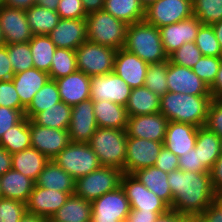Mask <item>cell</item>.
Masks as SVG:
<instances>
[{
    "label": "cell",
    "instance_id": "6da1fadb",
    "mask_svg": "<svg viewBox=\"0 0 222 222\" xmlns=\"http://www.w3.org/2000/svg\"><path fill=\"white\" fill-rule=\"evenodd\" d=\"M167 180L173 196L171 210L185 217L200 216L217 198L211 185L210 172L178 169L168 173Z\"/></svg>",
    "mask_w": 222,
    "mask_h": 222
},
{
    "label": "cell",
    "instance_id": "7a4b0ae2",
    "mask_svg": "<svg viewBox=\"0 0 222 222\" xmlns=\"http://www.w3.org/2000/svg\"><path fill=\"white\" fill-rule=\"evenodd\" d=\"M211 96H194L184 93L166 92L160 99V112L168 121L205 125Z\"/></svg>",
    "mask_w": 222,
    "mask_h": 222
},
{
    "label": "cell",
    "instance_id": "3957f363",
    "mask_svg": "<svg viewBox=\"0 0 222 222\" xmlns=\"http://www.w3.org/2000/svg\"><path fill=\"white\" fill-rule=\"evenodd\" d=\"M123 48L136 54L147 64H158L168 60L159 29L145 20L127 26Z\"/></svg>",
    "mask_w": 222,
    "mask_h": 222
},
{
    "label": "cell",
    "instance_id": "277c9868",
    "mask_svg": "<svg viewBox=\"0 0 222 222\" xmlns=\"http://www.w3.org/2000/svg\"><path fill=\"white\" fill-rule=\"evenodd\" d=\"M127 137L126 129L98 127L88 143L102 166L124 173Z\"/></svg>",
    "mask_w": 222,
    "mask_h": 222
},
{
    "label": "cell",
    "instance_id": "5b68a950",
    "mask_svg": "<svg viewBox=\"0 0 222 222\" xmlns=\"http://www.w3.org/2000/svg\"><path fill=\"white\" fill-rule=\"evenodd\" d=\"M87 40L116 50L124 47L127 24L104 10L86 16Z\"/></svg>",
    "mask_w": 222,
    "mask_h": 222
},
{
    "label": "cell",
    "instance_id": "8992f818",
    "mask_svg": "<svg viewBox=\"0 0 222 222\" xmlns=\"http://www.w3.org/2000/svg\"><path fill=\"white\" fill-rule=\"evenodd\" d=\"M53 160L75 180L102 166L89 143L82 142H70Z\"/></svg>",
    "mask_w": 222,
    "mask_h": 222
},
{
    "label": "cell",
    "instance_id": "52a82bcc",
    "mask_svg": "<svg viewBox=\"0 0 222 222\" xmlns=\"http://www.w3.org/2000/svg\"><path fill=\"white\" fill-rule=\"evenodd\" d=\"M75 52L78 71L90 77L113 72L116 49L86 40Z\"/></svg>",
    "mask_w": 222,
    "mask_h": 222
},
{
    "label": "cell",
    "instance_id": "ba28073f",
    "mask_svg": "<svg viewBox=\"0 0 222 222\" xmlns=\"http://www.w3.org/2000/svg\"><path fill=\"white\" fill-rule=\"evenodd\" d=\"M123 171L115 167L101 166L97 170L76 179L74 194L93 201L121 186Z\"/></svg>",
    "mask_w": 222,
    "mask_h": 222
},
{
    "label": "cell",
    "instance_id": "9c48e42d",
    "mask_svg": "<svg viewBox=\"0 0 222 222\" xmlns=\"http://www.w3.org/2000/svg\"><path fill=\"white\" fill-rule=\"evenodd\" d=\"M91 212V222H125L130 205L124 189L119 186L91 201Z\"/></svg>",
    "mask_w": 222,
    "mask_h": 222
},
{
    "label": "cell",
    "instance_id": "30bf717a",
    "mask_svg": "<svg viewBox=\"0 0 222 222\" xmlns=\"http://www.w3.org/2000/svg\"><path fill=\"white\" fill-rule=\"evenodd\" d=\"M193 15L192 0H157L145 9V21L158 29Z\"/></svg>",
    "mask_w": 222,
    "mask_h": 222
},
{
    "label": "cell",
    "instance_id": "8fae6325",
    "mask_svg": "<svg viewBox=\"0 0 222 222\" xmlns=\"http://www.w3.org/2000/svg\"><path fill=\"white\" fill-rule=\"evenodd\" d=\"M163 146V142L127 137L124 173L133 174L137 170L154 166Z\"/></svg>",
    "mask_w": 222,
    "mask_h": 222
},
{
    "label": "cell",
    "instance_id": "7c38bea8",
    "mask_svg": "<svg viewBox=\"0 0 222 222\" xmlns=\"http://www.w3.org/2000/svg\"><path fill=\"white\" fill-rule=\"evenodd\" d=\"M90 99L106 101L126 106L132 88L114 72L91 76Z\"/></svg>",
    "mask_w": 222,
    "mask_h": 222
},
{
    "label": "cell",
    "instance_id": "4fadbf2b",
    "mask_svg": "<svg viewBox=\"0 0 222 222\" xmlns=\"http://www.w3.org/2000/svg\"><path fill=\"white\" fill-rule=\"evenodd\" d=\"M121 187L129 200L130 209L154 212H168L170 210V207L162 199L148 190L132 174L123 173Z\"/></svg>",
    "mask_w": 222,
    "mask_h": 222
},
{
    "label": "cell",
    "instance_id": "5bb4252c",
    "mask_svg": "<svg viewBox=\"0 0 222 222\" xmlns=\"http://www.w3.org/2000/svg\"><path fill=\"white\" fill-rule=\"evenodd\" d=\"M31 147L53 160L71 142L68 130L42 127L30 120Z\"/></svg>",
    "mask_w": 222,
    "mask_h": 222
},
{
    "label": "cell",
    "instance_id": "9a60e30c",
    "mask_svg": "<svg viewBox=\"0 0 222 222\" xmlns=\"http://www.w3.org/2000/svg\"><path fill=\"white\" fill-rule=\"evenodd\" d=\"M203 24L192 15L191 17L159 28L160 37L166 55L169 57L184 43L195 42Z\"/></svg>",
    "mask_w": 222,
    "mask_h": 222
},
{
    "label": "cell",
    "instance_id": "2e32d148",
    "mask_svg": "<svg viewBox=\"0 0 222 222\" xmlns=\"http://www.w3.org/2000/svg\"><path fill=\"white\" fill-rule=\"evenodd\" d=\"M168 91L194 96H211L208 85L191 68L173 64L168 60Z\"/></svg>",
    "mask_w": 222,
    "mask_h": 222
},
{
    "label": "cell",
    "instance_id": "e0dca14e",
    "mask_svg": "<svg viewBox=\"0 0 222 222\" xmlns=\"http://www.w3.org/2000/svg\"><path fill=\"white\" fill-rule=\"evenodd\" d=\"M0 26L4 44L29 42L33 36L23 9L0 6Z\"/></svg>",
    "mask_w": 222,
    "mask_h": 222
},
{
    "label": "cell",
    "instance_id": "ac0fdd59",
    "mask_svg": "<svg viewBox=\"0 0 222 222\" xmlns=\"http://www.w3.org/2000/svg\"><path fill=\"white\" fill-rule=\"evenodd\" d=\"M168 119L161 113L128 116L126 133L128 137L164 142Z\"/></svg>",
    "mask_w": 222,
    "mask_h": 222
},
{
    "label": "cell",
    "instance_id": "d6986e66",
    "mask_svg": "<svg viewBox=\"0 0 222 222\" xmlns=\"http://www.w3.org/2000/svg\"><path fill=\"white\" fill-rule=\"evenodd\" d=\"M93 100L89 99L72 107L68 128L71 142L88 143L98 128L93 112Z\"/></svg>",
    "mask_w": 222,
    "mask_h": 222
},
{
    "label": "cell",
    "instance_id": "ffe728a7",
    "mask_svg": "<svg viewBox=\"0 0 222 222\" xmlns=\"http://www.w3.org/2000/svg\"><path fill=\"white\" fill-rule=\"evenodd\" d=\"M149 64L124 48L117 50L113 72L132 89L143 87Z\"/></svg>",
    "mask_w": 222,
    "mask_h": 222
},
{
    "label": "cell",
    "instance_id": "44dd1931",
    "mask_svg": "<svg viewBox=\"0 0 222 222\" xmlns=\"http://www.w3.org/2000/svg\"><path fill=\"white\" fill-rule=\"evenodd\" d=\"M72 194L74 192H61L34 185L26 202V211L50 219Z\"/></svg>",
    "mask_w": 222,
    "mask_h": 222
},
{
    "label": "cell",
    "instance_id": "7402d4cb",
    "mask_svg": "<svg viewBox=\"0 0 222 222\" xmlns=\"http://www.w3.org/2000/svg\"><path fill=\"white\" fill-rule=\"evenodd\" d=\"M56 48L76 50L87 40L86 19L60 18L58 25L48 34Z\"/></svg>",
    "mask_w": 222,
    "mask_h": 222
},
{
    "label": "cell",
    "instance_id": "603a6c76",
    "mask_svg": "<svg viewBox=\"0 0 222 222\" xmlns=\"http://www.w3.org/2000/svg\"><path fill=\"white\" fill-rule=\"evenodd\" d=\"M59 89L61 101L73 107L90 99L91 77L81 71H76L55 80Z\"/></svg>",
    "mask_w": 222,
    "mask_h": 222
},
{
    "label": "cell",
    "instance_id": "cb8c5ba5",
    "mask_svg": "<svg viewBox=\"0 0 222 222\" xmlns=\"http://www.w3.org/2000/svg\"><path fill=\"white\" fill-rule=\"evenodd\" d=\"M198 128L192 124L169 121L163 145L180 157L192 150L196 144Z\"/></svg>",
    "mask_w": 222,
    "mask_h": 222
},
{
    "label": "cell",
    "instance_id": "d4e9b609",
    "mask_svg": "<svg viewBox=\"0 0 222 222\" xmlns=\"http://www.w3.org/2000/svg\"><path fill=\"white\" fill-rule=\"evenodd\" d=\"M49 79L50 77L47 72L38 70L35 67L14 74L11 80L15 85L21 105L25 109L31 103L33 96L47 83Z\"/></svg>",
    "mask_w": 222,
    "mask_h": 222
},
{
    "label": "cell",
    "instance_id": "484cf974",
    "mask_svg": "<svg viewBox=\"0 0 222 222\" xmlns=\"http://www.w3.org/2000/svg\"><path fill=\"white\" fill-rule=\"evenodd\" d=\"M0 183L3 198L17 200L25 204L35 185L32 179L14 169L0 176Z\"/></svg>",
    "mask_w": 222,
    "mask_h": 222
},
{
    "label": "cell",
    "instance_id": "4316f807",
    "mask_svg": "<svg viewBox=\"0 0 222 222\" xmlns=\"http://www.w3.org/2000/svg\"><path fill=\"white\" fill-rule=\"evenodd\" d=\"M93 112L98 127L126 129L128 114L125 106L106 101H93Z\"/></svg>",
    "mask_w": 222,
    "mask_h": 222
},
{
    "label": "cell",
    "instance_id": "83f0119b",
    "mask_svg": "<svg viewBox=\"0 0 222 222\" xmlns=\"http://www.w3.org/2000/svg\"><path fill=\"white\" fill-rule=\"evenodd\" d=\"M146 188L162 199L171 209L173 202L172 192L168 183V173L155 166L137 170L132 174Z\"/></svg>",
    "mask_w": 222,
    "mask_h": 222
},
{
    "label": "cell",
    "instance_id": "f1b7e54d",
    "mask_svg": "<svg viewBox=\"0 0 222 222\" xmlns=\"http://www.w3.org/2000/svg\"><path fill=\"white\" fill-rule=\"evenodd\" d=\"M76 180L54 160H49L39 174L35 185L61 192H75Z\"/></svg>",
    "mask_w": 222,
    "mask_h": 222
},
{
    "label": "cell",
    "instance_id": "f546056e",
    "mask_svg": "<svg viewBox=\"0 0 222 222\" xmlns=\"http://www.w3.org/2000/svg\"><path fill=\"white\" fill-rule=\"evenodd\" d=\"M48 161L49 159L44 154L32 147L11 155L12 169L34 182H36Z\"/></svg>",
    "mask_w": 222,
    "mask_h": 222
},
{
    "label": "cell",
    "instance_id": "4dcf8cb0",
    "mask_svg": "<svg viewBox=\"0 0 222 222\" xmlns=\"http://www.w3.org/2000/svg\"><path fill=\"white\" fill-rule=\"evenodd\" d=\"M161 97L151 90L143 87L131 90L128 102L125 106L128 116L149 115L160 112Z\"/></svg>",
    "mask_w": 222,
    "mask_h": 222
},
{
    "label": "cell",
    "instance_id": "1f68e13d",
    "mask_svg": "<svg viewBox=\"0 0 222 222\" xmlns=\"http://www.w3.org/2000/svg\"><path fill=\"white\" fill-rule=\"evenodd\" d=\"M91 213V201L72 194L52 215L49 222H89Z\"/></svg>",
    "mask_w": 222,
    "mask_h": 222
},
{
    "label": "cell",
    "instance_id": "d6a6232c",
    "mask_svg": "<svg viewBox=\"0 0 222 222\" xmlns=\"http://www.w3.org/2000/svg\"><path fill=\"white\" fill-rule=\"evenodd\" d=\"M220 137L214 132L208 130L205 126L199 127L196 137L195 148H198L199 162L210 171L221 155Z\"/></svg>",
    "mask_w": 222,
    "mask_h": 222
},
{
    "label": "cell",
    "instance_id": "836d02e7",
    "mask_svg": "<svg viewBox=\"0 0 222 222\" xmlns=\"http://www.w3.org/2000/svg\"><path fill=\"white\" fill-rule=\"evenodd\" d=\"M103 10L127 25L145 19V9L139 0H105Z\"/></svg>",
    "mask_w": 222,
    "mask_h": 222
},
{
    "label": "cell",
    "instance_id": "e575fe53",
    "mask_svg": "<svg viewBox=\"0 0 222 222\" xmlns=\"http://www.w3.org/2000/svg\"><path fill=\"white\" fill-rule=\"evenodd\" d=\"M0 146L11 155L31 148L30 120L25 116L19 123L9 128L1 137Z\"/></svg>",
    "mask_w": 222,
    "mask_h": 222
},
{
    "label": "cell",
    "instance_id": "d590c367",
    "mask_svg": "<svg viewBox=\"0 0 222 222\" xmlns=\"http://www.w3.org/2000/svg\"><path fill=\"white\" fill-rule=\"evenodd\" d=\"M71 113L72 107L61 101L37 113L31 120L42 127L68 130Z\"/></svg>",
    "mask_w": 222,
    "mask_h": 222
},
{
    "label": "cell",
    "instance_id": "8d00e7d4",
    "mask_svg": "<svg viewBox=\"0 0 222 222\" xmlns=\"http://www.w3.org/2000/svg\"><path fill=\"white\" fill-rule=\"evenodd\" d=\"M33 35H48L57 25L60 16L56 11L34 5L25 10Z\"/></svg>",
    "mask_w": 222,
    "mask_h": 222
},
{
    "label": "cell",
    "instance_id": "74e56055",
    "mask_svg": "<svg viewBox=\"0 0 222 222\" xmlns=\"http://www.w3.org/2000/svg\"><path fill=\"white\" fill-rule=\"evenodd\" d=\"M34 67L49 73L56 46L48 35H33L29 41Z\"/></svg>",
    "mask_w": 222,
    "mask_h": 222
},
{
    "label": "cell",
    "instance_id": "f35d334b",
    "mask_svg": "<svg viewBox=\"0 0 222 222\" xmlns=\"http://www.w3.org/2000/svg\"><path fill=\"white\" fill-rule=\"evenodd\" d=\"M58 102H61V98L57 83L55 80L49 79L33 96L31 103L25 109V116L31 120L37 113L52 107Z\"/></svg>",
    "mask_w": 222,
    "mask_h": 222
},
{
    "label": "cell",
    "instance_id": "ab89813d",
    "mask_svg": "<svg viewBox=\"0 0 222 222\" xmlns=\"http://www.w3.org/2000/svg\"><path fill=\"white\" fill-rule=\"evenodd\" d=\"M76 71V52L71 49L56 48L48 73L50 79L56 80Z\"/></svg>",
    "mask_w": 222,
    "mask_h": 222
},
{
    "label": "cell",
    "instance_id": "60d3db41",
    "mask_svg": "<svg viewBox=\"0 0 222 222\" xmlns=\"http://www.w3.org/2000/svg\"><path fill=\"white\" fill-rule=\"evenodd\" d=\"M193 15L203 25H213L222 20V0H192Z\"/></svg>",
    "mask_w": 222,
    "mask_h": 222
},
{
    "label": "cell",
    "instance_id": "b9f144b4",
    "mask_svg": "<svg viewBox=\"0 0 222 222\" xmlns=\"http://www.w3.org/2000/svg\"><path fill=\"white\" fill-rule=\"evenodd\" d=\"M168 60L158 64H149L144 86L154 94L163 96L168 92L167 86Z\"/></svg>",
    "mask_w": 222,
    "mask_h": 222
},
{
    "label": "cell",
    "instance_id": "7bdbcfd3",
    "mask_svg": "<svg viewBox=\"0 0 222 222\" xmlns=\"http://www.w3.org/2000/svg\"><path fill=\"white\" fill-rule=\"evenodd\" d=\"M4 45L7 47L14 74L34 67L29 42Z\"/></svg>",
    "mask_w": 222,
    "mask_h": 222
},
{
    "label": "cell",
    "instance_id": "ee69618b",
    "mask_svg": "<svg viewBox=\"0 0 222 222\" xmlns=\"http://www.w3.org/2000/svg\"><path fill=\"white\" fill-rule=\"evenodd\" d=\"M203 56L222 57V49L211 25H202L195 42Z\"/></svg>",
    "mask_w": 222,
    "mask_h": 222
},
{
    "label": "cell",
    "instance_id": "f6af8a7d",
    "mask_svg": "<svg viewBox=\"0 0 222 222\" xmlns=\"http://www.w3.org/2000/svg\"><path fill=\"white\" fill-rule=\"evenodd\" d=\"M222 63V57L202 56L191 68L193 72L210 87Z\"/></svg>",
    "mask_w": 222,
    "mask_h": 222
},
{
    "label": "cell",
    "instance_id": "bcb514c9",
    "mask_svg": "<svg viewBox=\"0 0 222 222\" xmlns=\"http://www.w3.org/2000/svg\"><path fill=\"white\" fill-rule=\"evenodd\" d=\"M202 56L196 44L190 42L184 43L168 57V60L173 64L192 68Z\"/></svg>",
    "mask_w": 222,
    "mask_h": 222
},
{
    "label": "cell",
    "instance_id": "7dc6e473",
    "mask_svg": "<svg viewBox=\"0 0 222 222\" xmlns=\"http://www.w3.org/2000/svg\"><path fill=\"white\" fill-rule=\"evenodd\" d=\"M25 212V203L6 198L0 199V222H20Z\"/></svg>",
    "mask_w": 222,
    "mask_h": 222
},
{
    "label": "cell",
    "instance_id": "c3c4849f",
    "mask_svg": "<svg viewBox=\"0 0 222 222\" xmlns=\"http://www.w3.org/2000/svg\"><path fill=\"white\" fill-rule=\"evenodd\" d=\"M0 106L16 110H25V108L21 105L15 85L11 79L0 81Z\"/></svg>",
    "mask_w": 222,
    "mask_h": 222
},
{
    "label": "cell",
    "instance_id": "681fc988",
    "mask_svg": "<svg viewBox=\"0 0 222 222\" xmlns=\"http://www.w3.org/2000/svg\"><path fill=\"white\" fill-rule=\"evenodd\" d=\"M204 126L220 138L222 137V100H211Z\"/></svg>",
    "mask_w": 222,
    "mask_h": 222
},
{
    "label": "cell",
    "instance_id": "f907efd6",
    "mask_svg": "<svg viewBox=\"0 0 222 222\" xmlns=\"http://www.w3.org/2000/svg\"><path fill=\"white\" fill-rule=\"evenodd\" d=\"M56 12L63 19L86 18L81 0H60Z\"/></svg>",
    "mask_w": 222,
    "mask_h": 222
},
{
    "label": "cell",
    "instance_id": "816d5d0a",
    "mask_svg": "<svg viewBox=\"0 0 222 222\" xmlns=\"http://www.w3.org/2000/svg\"><path fill=\"white\" fill-rule=\"evenodd\" d=\"M24 117L25 110L0 106V139L9 128L19 123Z\"/></svg>",
    "mask_w": 222,
    "mask_h": 222
},
{
    "label": "cell",
    "instance_id": "f5cc1de1",
    "mask_svg": "<svg viewBox=\"0 0 222 222\" xmlns=\"http://www.w3.org/2000/svg\"><path fill=\"white\" fill-rule=\"evenodd\" d=\"M179 169L196 173L210 172L199 162L198 148L195 147L179 157Z\"/></svg>",
    "mask_w": 222,
    "mask_h": 222
},
{
    "label": "cell",
    "instance_id": "db71d44e",
    "mask_svg": "<svg viewBox=\"0 0 222 222\" xmlns=\"http://www.w3.org/2000/svg\"><path fill=\"white\" fill-rule=\"evenodd\" d=\"M157 157L154 166L163 172L170 173L179 169V157L166 147H162Z\"/></svg>",
    "mask_w": 222,
    "mask_h": 222
},
{
    "label": "cell",
    "instance_id": "11a10c76",
    "mask_svg": "<svg viewBox=\"0 0 222 222\" xmlns=\"http://www.w3.org/2000/svg\"><path fill=\"white\" fill-rule=\"evenodd\" d=\"M211 185L215 195H222V154L215 161L212 169L210 170Z\"/></svg>",
    "mask_w": 222,
    "mask_h": 222
},
{
    "label": "cell",
    "instance_id": "9f6ffc18",
    "mask_svg": "<svg viewBox=\"0 0 222 222\" xmlns=\"http://www.w3.org/2000/svg\"><path fill=\"white\" fill-rule=\"evenodd\" d=\"M14 76V71L9 60L8 50L5 45L0 46V81L10 80Z\"/></svg>",
    "mask_w": 222,
    "mask_h": 222
},
{
    "label": "cell",
    "instance_id": "6f0895ef",
    "mask_svg": "<svg viewBox=\"0 0 222 222\" xmlns=\"http://www.w3.org/2000/svg\"><path fill=\"white\" fill-rule=\"evenodd\" d=\"M167 212H154V211H139L136 209H130V213L127 217V222H154L159 215Z\"/></svg>",
    "mask_w": 222,
    "mask_h": 222
},
{
    "label": "cell",
    "instance_id": "680465c9",
    "mask_svg": "<svg viewBox=\"0 0 222 222\" xmlns=\"http://www.w3.org/2000/svg\"><path fill=\"white\" fill-rule=\"evenodd\" d=\"M200 217L205 222H222V208L216 203H212Z\"/></svg>",
    "mask_w": 222,
    "mask_h": 222
},
{
    "label": "cell",
    "instance_id": "91938a15",
    "mask_svg": "<svg viewBox=\"0 0 222 222\" xmlns=\"http://www.w3.org/2000/svg\"><path fill=\"white\" fill-rule=\"evenodd\" d=\"M212 99L222 100V63L213 84L209 87Z\"/></svg>",
    "mask_w": 222,
    "mask_h": 222
},
{
    "label": "cell",
    "instance_id": "94428289",
    "mask_svg": "<svg viewBox=\"0 0 222 222\" xmlns=\"http://www.w3.org/2000/svg\"><path fill=\"white\" fill-rule=\"evenodd\" d=\"M154 222H187V217L170 209L167 213L159 215Z\"/></svg>",
    "mask_w": 222,
    "mask_h": 222
},
{
    "label": "cell",
    "instance_id": "6125c7cd",
    "mask_svg": "<svg viewBox=\"0 0 222 222\" xmlns=\"http://www.w3.org/2000/svg\"><path fill=\"white\" fill-rule=\"evenodd\" d=\"M81 2L85 13L88 15L103 10L105 0H81Z\"/></svg>",
    "mask_w": 222,
    "mask_h": 222
},
{
    "label": "cell",
    "instance_id": "be15d7a7",
    "mask_svg": "<svg viewBox=\"0 0 222 222\" xmlns=\"http://www.w3.org/2000/svg\"><path fill=\"white\" fill-rule=\"evenodd\" d=\"M12 169L11 154L0 146V176Z\"/></svg>",
    "mask_w": 222,
    "mask_h": 222
},
{
    "label": "cell",
    "instance_id": "e7e4bbea",
    "mask_svg": "<svg viewBox=\"0 0 222 222\" xmlns=\"http://www.w3.org/2000/svg\"><path fill=\"white\" fill-rule=\"evenodd\" d=\"M36 4V0H4L3 5L11 7L27 10L30 7Z\"/></svg>",
    "mask_w": 222,
    "mask_h": 222
},
{
    "label": "cell",
    "instance_id": "03108f58",
    "mask_svg": "<svg viewBox=\"0 0 222 222\" xmlns=\"http://www.w3.org/2000/svg\"><path fill=\"white\" fill-rule=\"evenodd\" d=\"M20 222H49V219L26 211L20 219Z\"/></svg>",
    "mask_w": 222,
    "mask_h": 222
},
{
    "label": "cell",
    "instance_id": "003e7915",
    "mask_svg": "<svg viewBox=\"0 0 222 222\" xmlns=\"http://www.w3.org/2000/svg\"><path fill=\"white\" fill-rule=\"evenodd\" d=\"M60 0H36V5L56 11Z\"/></svg>",
    "mask_w": 222,
    "mask_h": 222
},
{
    "label": "cell",
    "instance_id": "a7ac6f4b",
    "mask_svg": "<svg viewBox=\"0 0 222 222\" xmlns=\"http://www.w3.org/2000/svg\"><path fill=\"white\" fill-rule=\"evenodd\" d=\"M222 49V20L211 25Z\"/></svg>",
    "mask_w": 222,
    "mask_h": 222
},
{
    "label": "cell",
    "instance_id": "89a4df30",
    "mask_svg": "<svg viewBox=\"0 0 222 222\" xmlns=\"http://www.w3.org/2000/svg\"><path fill=\"white\" fill-rule=\"evenodd\" d=\"M144 9L148 8L151 4L155 3L157 0H139Z\"/></svg>",
    "mask_w": 222,
    "mask_h": 222
},
{
    "label": "cell",
    "instance_id": "2644e50d",
    "mask_svg": "<svg viewBox=\"0 0 222 222\" xmlns=\"http://www.w3.org/2000/svg\"><path fill=\"white\" fill-rule=\"evenodd\" d=\"M187 222H205L200 216L198 217H187Z\"/></svg>",
    "mask_w": 222,
    "mask_h": 222
},
{
    "label": "cell",
    "instance_id": "8c879c8a",
    "mask_svg": "<svg viewBox=\"0 0 222 222\" xmlns=\"http://www.w3.org/2000/svg\"><path fill=\"white\" fill-rule=\"evenodd\" d=\"M215 202L222 208V195L218 196L216 198Z\"/></svg>",
    "mask_w": 222,
    "mask_h": 222
},
{
    "label": "cell",
    "instance_id": "753ad0ef",
    "mask_svg": "<svg viewBox=\"0 0 222 222\" xmlns=\"http://www.w3.org/2000/svg\"><path fill=\"white\" fill-rule=\"evenodd\" d=\"M1 45H4V37H3L2 29H1V26H0V46Z\"/></svg>",
    "mask_w": 222,
    "mask_h": 222
},
{
    "label": "cell",
    "instance_id": "34e18365",
    "mask_svg": "<svg viewBox=\"0 0 222 222\" xmlns=\"http://www.w3.org/2000/svg\"><path fill=\"white\" fill-rule=\"evenodd\" d=\"M219 147H220V153L222 154V137L220 138V144H219Z\"/></svg>",
    "mask_w": 222,
    "mask_h": 222
},
{
    "label": "cell",
    "instance_id": "11e5206c",
    "mask_svg": "<svg viewBox=\"0 0 222 222\" xmlns=\"http://www.w3.org/2000/svg\"><path fill=\"white\" fill-rule=\"evenodd\" d=\"M3 198V194H2V191H1V183H0V199Z\"/></svg>",
    "mask_w": 222,
    "mask_h": 222
},
{
    "label": "cell",
    "instance_id": "2a66077c",
    "mask_svg": "<svg viewBox=\"0 0 222 222\" xmlns=\"http://www.w3.org/2000/svg\"><path fill=\"white\" fill-rule=\"evenodd\" d=\"M3 1H4V0H0V6H2V5H3Z\"/></svg>",
    "mask_w": 222,
    "mask_h": 222
}]
</instances>
